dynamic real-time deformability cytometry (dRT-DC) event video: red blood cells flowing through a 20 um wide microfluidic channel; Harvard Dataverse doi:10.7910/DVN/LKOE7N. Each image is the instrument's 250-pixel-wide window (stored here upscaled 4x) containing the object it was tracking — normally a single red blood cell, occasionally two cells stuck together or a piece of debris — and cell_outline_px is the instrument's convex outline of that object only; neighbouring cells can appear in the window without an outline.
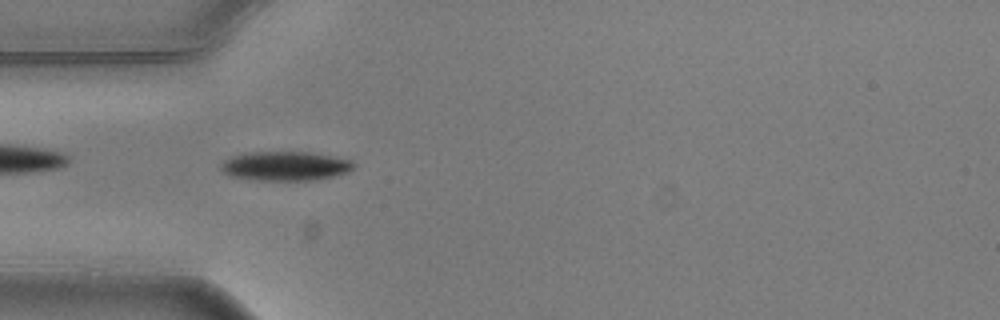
{"species": "common noctule bat (a hibernating species)", "species_latin": "Nyctalus noctula", "temperature_condition": "warm", "stored_images_in_passage": 7, "camera_frame_rate_fps": 3000, "um_per_image_px": 0.085, "animal": {"sex": "male", "body_mass_g": 20.5, "forearm_length_mm": 52.5}, "frame": {"image": 1, "passage_image": 5, "time_ms": 1.333, "image_size_px": [1000, 320], "cell_outline_px": [[356, 164], [348, 172], [332, 176], [312, 180], [256, 180], [228, 176], [220, 168], [220, 164], [224, 160], [232, 156], [248, 152], [312, 152], [352, 160]], "centroid_in_image_um": [24.23, 14.11], "position_along_channel_um": 60.8, "area_um2": 22.66}}
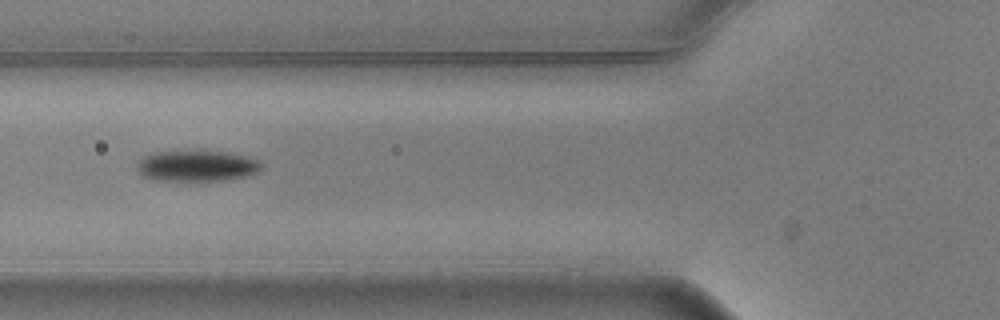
{"frame": {"image": 2, "passage_image": 6, "time_ms": 1.667, "image_size_px": [1000, 320], "cell_outline_px": [[264, 168], [256, 172], [244, 176], [224, 180], [184, 184], [152, 180], [144, 176], [136, 168], [136, 164], [144, 156], [156, 152], [228, 152], [260, 160], [264, 164]], "centroid_in_image_um": [16.71, 14.17], "position_along_channel_um": 109.1, "area_um2": 23.12}}
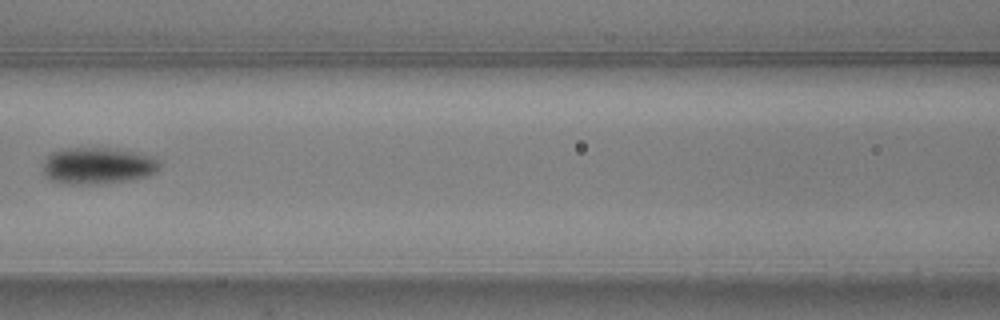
{"frame": {"image": 3, "passage_image": 7, "time_ms": 2.0, "image_size_px": [1000, 320], "cell_outline_px": [[160, 168], [156, 172], [148, 176], [132, 180], [96, 184], [64, 184], [48, 180], [44, 176], [44, 160], [52, 152], [60, 148], [120, 148], [156, 156], [160, 160]], "centroid_in_image_um": [8.35, 14.08], "position_along_channel_um": 158.2, "area_um2": 25.66}}